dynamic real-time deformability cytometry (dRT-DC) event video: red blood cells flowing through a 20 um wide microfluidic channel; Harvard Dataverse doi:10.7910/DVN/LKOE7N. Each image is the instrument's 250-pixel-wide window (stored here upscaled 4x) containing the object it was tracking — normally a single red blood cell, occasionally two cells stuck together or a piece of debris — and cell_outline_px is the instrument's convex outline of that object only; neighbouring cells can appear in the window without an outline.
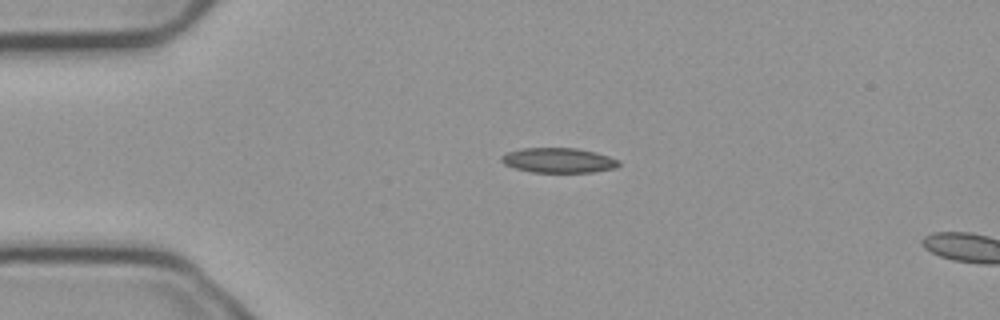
{"species": "common noctule bat (a hibernating species)", "species_latin": "Nyctalus noctula", "temperature_condition": "cold", "stored_images_in_passage": 3, "camera_frame_rate_fps": 3000, "um_per_image_px": 0.085, "animal": {"sex": "male", "body_mass_g": 23.1, "forearm_length_mm": 52.7}, "frame": {"image": 1, "passage_image": 2, "time_ms": 0.333, "image_size_px": [1000, 320], "cell_outline_px": [[620, 164], [616, 168], [592, 172], [532, 172], [516, 168], [504, 164], [500, 160], [500, 156], [508, 152], [520, 148], [576, 148], [596, 152], [620, 160]], "centroid_in_image_um": [47.48, 13.62], "position_along_channel_um": 37.5, "area_um2": 17.05}}